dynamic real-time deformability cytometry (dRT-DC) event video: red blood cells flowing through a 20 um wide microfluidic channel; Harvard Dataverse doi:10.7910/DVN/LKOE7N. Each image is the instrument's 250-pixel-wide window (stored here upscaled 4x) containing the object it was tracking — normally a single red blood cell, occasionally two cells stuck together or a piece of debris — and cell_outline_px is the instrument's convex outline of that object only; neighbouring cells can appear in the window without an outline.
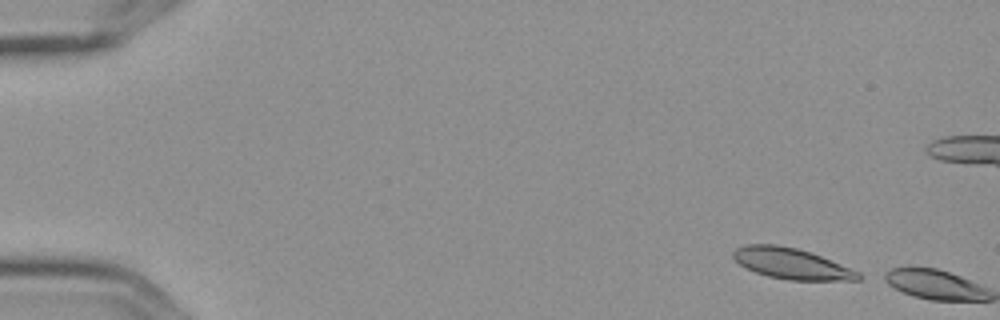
{"species": "Egyptian fruit bat (a non-hibernating species)", "species_latin": "Rousettus aegyptiacus", "temperature_condition": "cold", "stored_images_in_passage": 2, "camera_frame_rate_fps": 3000, "um_per_image_px": 0.085, "frame": {"image": 1, "passage_image": 1, "time_ms": 0.0, "image_size_px": [1000, 320], "cell_outline_px": [[868, 276], [860, 280], [788, 280], [768, 276], [756, 272], [740, 264], [732, 256], [732, 252], [736, 248], [744, 244], [776, 244], [796, 248], [820, 256], [860, 272]], "centroid_in_image_um": [67.31, 22.41], "position_along_channel_um": 17.7, "area_um2": 22.43}}